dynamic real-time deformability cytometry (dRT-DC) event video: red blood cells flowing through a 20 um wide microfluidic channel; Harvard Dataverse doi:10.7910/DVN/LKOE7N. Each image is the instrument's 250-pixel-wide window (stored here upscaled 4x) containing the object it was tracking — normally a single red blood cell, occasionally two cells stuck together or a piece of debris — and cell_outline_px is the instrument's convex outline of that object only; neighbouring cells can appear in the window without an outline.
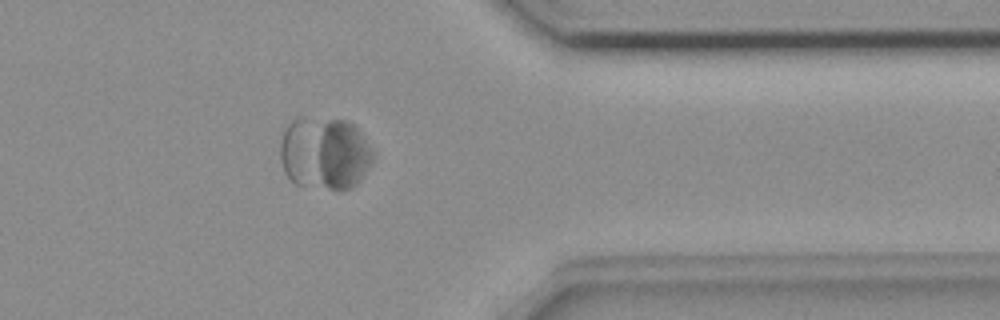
{"species": "common noctule bat (a hibernating species)", "species_latin": "Nyctalus noctula", "temperature_condition": "room temperature", "stored_images_in_passage": 40, "segment_of_instrument_passage": [1, 2], "camera_frame_rate_fps": 3000, "um_per_image_px": 0.085, "animal": {"sex": "female", "body_mass_g": 18.4}, "frame": {"image": 1, "passage_image": 33, "time_ms": 10.667, "image_size_px": [1000, 320], "cell_outline_px": [[376, 156], [372, 164], [360, 180], [352, 188], [336, 192], [320, 184], [320, 140], [324, 124], [332, 120], [348, 120], [376, 148]], "centroid_in_image_um": [29.23, 13.22], "position_along_channel_um": 382.2, "area_um2": 22.02}}